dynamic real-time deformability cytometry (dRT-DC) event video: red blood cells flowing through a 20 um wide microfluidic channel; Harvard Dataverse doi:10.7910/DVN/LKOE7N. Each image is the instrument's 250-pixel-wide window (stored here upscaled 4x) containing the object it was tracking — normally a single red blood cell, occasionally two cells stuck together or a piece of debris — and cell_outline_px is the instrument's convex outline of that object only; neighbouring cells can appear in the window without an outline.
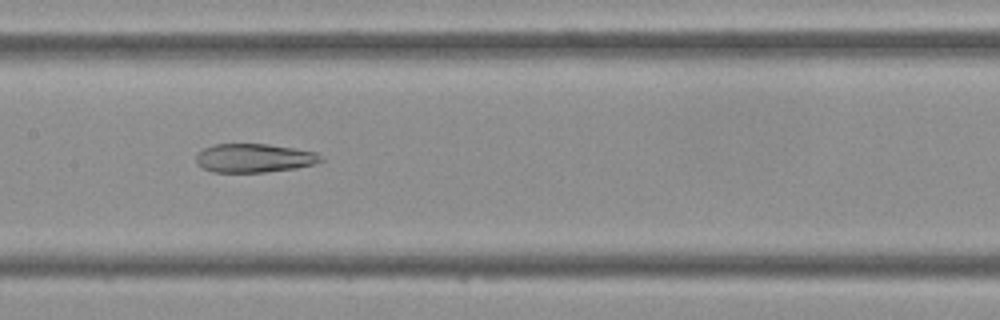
{"species": "Egyptian fruit bat (a non-hibernating species)", "species_latin": "Rousettus aegyptiacus", "temperature_condition": "cold", "stored_images_in_passage": 41, "camera_frame_rate_fps": 3000, "um_per_image_px": 0.085, "frame": {"image": 1, "passage_image": 18, "time_ms": 5.667, "image_size_px": [1000, 320], "cell_outline_px": [[324, 160], [316, 164], [296, 168], [264, 172], [212, 172], [196, 164], [196, 152], [204, 148], [216, 144], [268, 144], [316, 152]], "centroid_in_image_um": [21.58, 13.44], "position_along_channel_um": 185.8, "area_um2": 20.92}}
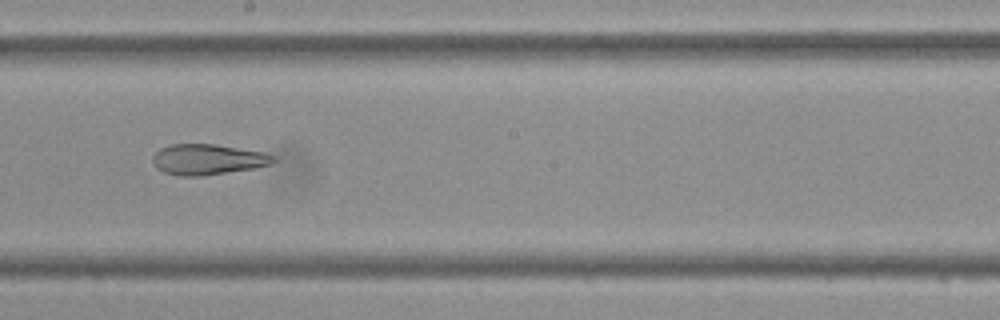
{"frame": {"image": 2, "passage_image": 21, "time_ms": 6.667, "image_size_px": [1000, 320], "cell_outline_px": [[276, 160], [268, 164], [256, 168], [204, 176], [180, 176], [164, 172], [156, 168], [152, 164], [152, 156], [160, 148], [172, 144], [212, 144], [264, 152], [276, 156]], "centroid_in_image_um": [17.63, 13.56], "position_along_channel_um": 230.6, "area_um2": 21.62}}
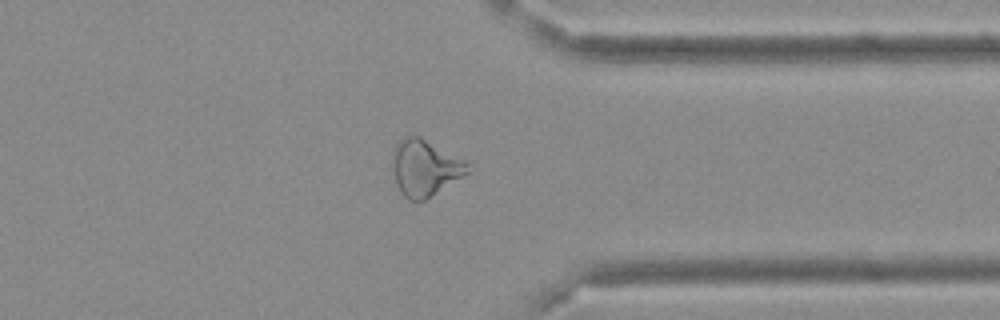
{"frame": {"image": 3, "passage_image": 31, "time_ms": 10.0, "image_size_px": [1000, 320], "cell_outline_px": [[468, 172], [424, 200], [416, 204], [408, 200], [404, 196], [396, 180], [392, 168], [392, 152], [396, 144], [400, 140], [408, 136], [420, 136], [468, 160]], "centroid_in_image_um": [36.11, 14.25], "position_along_channel_um": 375.3, "area_um2": 24.62}}